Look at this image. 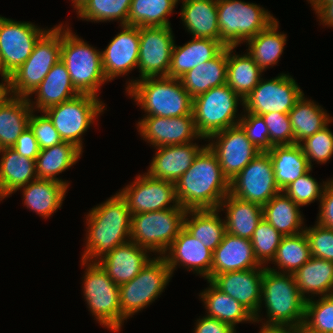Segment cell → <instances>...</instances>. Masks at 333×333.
Here are the masks:
<instances>
[{"label":"cell","instance_id":"1","mask_svg":"<svg viewBox=\"0 0 333 333\" xmlns=\"http://www.w3.org/2000/svg\"><path fill=\"white\" fill-rule=\"evenodd\" d=\"M85 216L86 242L82 260L98 262L130 240L131 213L119 192L91 208Z\"/></svg>","mask_w":333,"mask_h":333},{"label":"cell","instance_id":"2","mask_svg":"<svg viewBox=\"0 0 333 333\" xmlns=\"http://www.w3.org/2000/svg\"><path fill=\"white\" fill-rule=\"evenodd\" d=\"M176 196L186 210L218 209L229 194L216 154L206 145L188 170L175 182Z\"/></svg>","mask_w":333,"mask_h":333},{"label":"cell","instance_id":"3","mask_svg":"<svg viewBox=\"0 0 333 333\" xmlns=\"http://www.w3.org/2000/svg\"><path fill=\"white\" fill-rule=\"evenodd\" d=\"M305 304L306 300L300 294L293 274L276 272L265 266L261 301L258 312L254 316L255 323L262 322L261 325L266 326H290L301 329L305 316ZM262 306L266 308L267 319L265 320L261 315Z\"/></svg>","mask_w":333,"mask_h":333},{"label":"cell","instance_id":"4","mask_svg":"<svg viewBox=\"0 0 333 333\" xmlns=\"http://www.w3.org/2000/svg\"><path fill=\"white\" fill-rule=\"evenodd\" d=\"M125 93L145 112L144 116L193 115V98L176 78L163 76L137 80Z\"/></svg>","mask_w":333,"mask_h":333},{"label":"cell","instance_id":"5","mask_svg":"<svg viewBox=\"0 0 333 333\" xmlns=\"http://www.w3.org/2000/svg\"><path fill=\"white\" fill-rule=\"evenodd\" d=\"M69 25L62 24L60 59L67 68L75 89L80 94L98 97L101 86L108 82L102 67L101 51L73 34Z\"/></svg>","mask_w":333,"mask_h":333},{"label":"cell","instance_id":"6","mask_svg":"<svg viewBox=\"0 0 333 333\" xmlns=\"http://www.w3.org/2000/svg\"><path fill=\"white\" fill-rule=\"evenodd\" d=\"M84 266L82 290L84 301L94 319L101 326L119 332L126 321L121 314L119 285L115 284L98 262L81 259Z\"/></svg>","mask_w":333,"mask_h":333},{"label":"cell","instance_id":"7","mask_svg":"<svg viewBox=\"0 0 333 333\" xmlns=\"http://www.w3.org/2000/svg\"><path fill=\"white\" fill-rule=\"evenodd\" d=\"M220 42L238 47L264 30L276 18L264 7L242 0H217Z\"/></svg>","mask_w":333,"mask_h":333},{"label":"cell","instance_id":"8","mask_svg":"<svg viewBox=\"0 0 333 333\" xmlns=\"http://www.w3.org/2000/svg\"><path fill=\"white\" fill-rule=\"evenodd\" d=\"M239 102L243 107V99L227 84L193 98L192 113L198 133L208 139L217 132L239 125L242 117V112L237 114Z\"/></svg>","mask_w":333,"mask_h":333},{"label":"cell","instance_id":"9","mask_svg":"<svg viewBox=\"0 0 333 333\" xmlns=\"http://www.w3.org/2000/svg\"><path fill=\"white\" fill-rule=\"evenodd\" d=\"M186 211L179 206L131 215L130 241L163 256L184 227Z\"/></svg>","mask_w":333,"mask_h":333},{"label":"cell","instance_id":"10","mask_svg":"<svg viewBox=\"0 0 333 333\" xmlns=\"http://www.w3.org/2000/svg\"><path fill=\"white\" fill-rule=\"evenodd\" d=\"M62 23L49 28L36 42L27 60L11 74V90L15 97L28 98L51 68L60 60Z\"/></svg>","mask_w":333,"mask_h":333},{"label":"cell","instance_id":"11","mask_svg":"<svg viewBox=\"0 0 333 333\" xmlns=\"http://www.w3.org/2000/svg\"><path fill=\"white\" fill-rule=\"evenodd\" d=\"M172 277L165 258L153 257L131 281L119 286L122 317L127 320L147 308L162 294Z\"/></svg>","mask_w":333,"mask_h":333},{"label":"cell","instance_id":"12","mask_svg":"<svg viewBox=\"0 0 333 333\" xmlns=\"http://www.w3.org/2000/svg\"><path fill=\"white\" fill-rule=\"evenodd\" d=\"M105 107L99 97L79 94L43 112L52 121L61 139L73 143L83 152V134L103 114Z\"/></svg>","mask_w":333,"mask_h":333},{"label":"cell","instance_id":"13","mask_svg":"<svg viewBox=\"0 0 333 333\" xmlns=\"http://www.w3.org/2000/svg\"><path fill=\"white\" fill-rule=\"evenodd\" d=\"M303 94L289 73H280L272 79L261 78L243 100L242 110L260 116L271 112L288 114Z\"/></svg>","mask_w":333,"mask_h":333},{"label":"cell","instance_id":"14","mask_svg":"<svg viewBox=\"0 0 333 333\" xmlns=\"http://www.w3.org/2000/svg\"><path fill=\"white\" fill-rule=\"evenodd\" d=\"M139 79L126 82L127 91L137 80L168 76L172 49L175 43L171 26L139 27Z\"/></svg>","mask_w":333,"mask_h":333},{"label":"cell","instance_id":"15","mask_svg":"<svg viewBox=\"0 0 333 333\" xmlns=\"http://www.w3.org/2000/svg\"><path fill=\"white\" fill-rule=\"evenodd\" d=\"M281 192L268 152H260L243 170L229 181V194L261 206Z\"/></svg>","mask_w":333,"mask_h":333},{"label":"cell","instance_id":"16","mask_svg":"<svg viewBox=\"0 0 333 333\" xmlns=\"http://www.w3.org/2000/svg\"><path fill=\"white\" fill-rule=\"evenodd\" d=\"M127 201L131 215L179 207L175 183L156 179L146 172L119 190Z\"/></svg>","mask_w":333,"mask_h":333},{"label":"cell","instance_id":"17","mask_svg":"<svg viewBox=\"0 0 333 333\" xmlns=\"http://www.w3.org/2000/svg\"><path fill=\"white\" fill-rule=\"evenodd\" d=\"M207 141L208 147L218 158L223 175L229 181L260 153L240 125L217 132Z\"/></svg>","mask_w":333,"mask_h":333},{"label":"cell","instance_id":"18","mask_svg":"<svg viewBox=\"0 0 333 333\" xmlns=\"http://www.w3.org/2000/svg\"><path fill=\"white\" fill-rule=\"evenodd\" d=\"M47 30L32 22L15 21L0 15V52L10 74L27 60Z\"/></svg>","mask_w":333,"mask_h":333},{"label":"cell","instance_id":"19","mask_svg":"<svg viewBox=\"0 0 333 333\" xmlns=\"http://www.w3.org/2000/svg\"><path fill=\"white\" fill-rule=\"evenodd\" d=\"M136 124L140 137L152 145L162 147L179 145L194 140H207L197 131L193 115L180 117L143 116Z\"/></svg>","mask_w":333,"mask_h":333},{"label":"cell","instance_id":"20","mask_svg":"<svg viewBox=\"0 0 333 333\" xmlns=\"http://www.w3.org/2000/svg\"><path fill=\"white\" fill-rule=\"evenodd\" d=\"M122 30L101 51L102 67L107 81L128 75L138 67L139 27L122 25Z\"/></svg>","mask_w":333,"mask_h":333},{"label":"cell","instance_id":"21","mask_svg":"<svg viewBox=\"0 0 333 333\" xmlns=\"http://www.w3.org/2000/svg\"><path fill=\"white\" fill-rule=\"evenodd\" d=\"M163 257L172 276L177 266H183L187 271H192L193 274L196 273L205 280H211L213 252L193 237L184 227Z\"/></svg>","mask_w":333,"mask_h":333},{"label":"cell","instance_id":"22","mask_svg":"<svg viewBox=\"0 0 333 333\" xmlns=\"http://www.w3.org/2000/svg\"><path fill=\"white\" fill-rule=\"evenodd\" d=\"M265 266L215 275L210 281L222 292L246 307L254 316L260 301Z\"/></svg>","mask_w":333,"mask_h":333},{"label":"cell","instance_id":"23","mask_svg":"<svg viewBox=\"0 0 333 333\" xmlns=\"http://www.w3.org/2000/svg\"><path fill=\"white\" fill-rule=\"evenodd\" d=\"M196 142L156 147L147 174L152 178L175 183L192 165L195 157L206 146Z\"/></svg>","mask_w":333,"mask_h":333},{"label":"cell","instance_id":"24","mask_svg":"<svg viewBox=\"0 0 333 333\" xmlns=\"http://www.w3.org/2000/svg\"><path fill=\"white\" fill-rule=\"evenodd\" d=\"M150 254V251L129 240L115 247L100 259L98 264L107 272L109 278L120 286L131 281L149 263L152 259Z\"/></svg>","mask_w":333,"mask_h":333},{"label":"cell","instance_id":"25","mask_svg":"<svg viewBox=\"0 0 333 333\" xmlns=\"http://www.w3.org/2000/svg\"><path fill=\"white\" fill-rule=\"evenodd\" d=\"M249 239L224 234L222 242L213 251L211 279L221 273L260 268Z\"/></svg>","mask_w":333,"mask_h":333},{"label":"cell","instance_id":"26","mask_svg":"<svg viewBox=\"0 0 333 333\" xmlns=\"http://www.w3.org/2000/svg\"><path fill=\"white\" fill-rule=\"evenodd\" d=\"M33 94H35V101L31 99ZM79 94L72 84L66 66L60 59L27 99L32 110L41 113Z\"/></svg>","mask_w":333,"mask_h":333},{"label":"cell","instance_id":"27","mask_svg":"<svg viewBox=\"0 0 333 333\" xmlns=\"http://www.w3.org/2000/svg\"><path fill=\"white\" fill-rule=\"evenodd\" d=\"M226 46L214 39L192 38L182 46L174 43L168 77L179 79L186 72L215 58Z\"/></svg>","mask_w":333,"mask_h":333},{"label":"cell","instance_id":"28","mask_svg":"<svg viewBox=\"0 0 333 333\" xmlns=\"http://www.w3.org/2000/svg\"><path fill=\"white\" fill-rule=\"evenodd\" d=\"M183 26L192 38H207L220 41L217 0H179Z\"/></svg>","mask_w":333,"mask_h":333},{"label":"cell","instance_id":"29","mask_svg":"<svg viewBox=\"0 0 333 333\" xmlns=\"http://www.w3.org/2000/svg\"><path fill=\"white\" fill-rule=\"evenodd\" d=\"M2 155V156H1ZM0 201L37 179L36 161L19 155L13 148L0 153Z\"/></svg>","mask_w":333,"mask_h":333},{"label":"cell","instance_id":"30","mask_svg":"<svg viewBox=\"0 0 333 333\" xmlns=\"http://www.w3.org/2000/svg\"><path fill=\"white\" fill-rule=\"evenodd\" d=\"M218 210L226 211L224 220L228 234L249 240L263 219V209L260 204L240 200L231 194H227L222 200Z\"/></svg>","mask_w":333,"mask_h":333},{"label":"cell","instance_id":"31","mask_svg":"<svg viewBox=\"0 0 333 333\" xmlns=\"http://www.w3.org/2000/svg\"><path fill=\"white\" fill-rule=\"evenodd\" d=\"M19 189L26 208L45 219L61 208L68 187L53 180L36 179Z\"/></svg>","mask_w":333,"mask_h":333},{"label":"cell","instance_id":"32","mask_svg":"<svg viewBox=\"0 0 333 333\" xmlns=\"http://www.w3.org/2000/svg\"><path fill=\"white\" fill-rule=\"evenodd\" d=\"M293 275L306 301L316 296L333 295V262L311 256Z\"/></svg>","mask_w":333,"mask_h":333},{"label":"cell","instance_id":"33","mask_svg":"<svg viewBox=\"0 0 333 333\" xmlns=\"http://www.w3.org/2000/svg\"><path fill=\"white\" fill-rule=\"evenodd\" d=\"M209 286L200 292L199 297L204 303L207 317L218 319L236 329L239 323H254V315L231 296L218 289L210 280Z\"/></svg>","mask_w":333,"mask_h":333},{"label":"cell","instance_id":"34","mask_svg":"<svg viewBox=\"0 0 333 333\" xmlns=\"http://www.w3.org/2000/svg\"><path fill=\"white\" fill-rule=\"evenodd\" d=\"M228 46L215 58L199 64L186 72L179 80L192 98L211 88L226 84Z\"/></svg>","mask_w":333,"mask_h":333},{"label":"cell","instance_id":"35","mask_svg":"<svg viewBox=\"0 0 333 333\" xmlns=\"http://www.w3.org/2000/svg\"><path fill=\"white\" fill-rule=\"evenodd\" d=\"M81 156L82 151L73 143L66 141L40 150L36 158L37 179L53 180L69 188L68 180H62L57 175L75 165Z\"/></svg>","mask_w":333,"mask_h":333},{"label":"cell","instance_id":"36","mask_svg":"<svg viewBox=\"0 0 333 333\" xmlns=\"http://www.w3.org/2000/svg\"><path fill=\"white\" fill-rule=\"evenodd\" d=\"M300 208L281 191L262 206L263 218L283 236L299 234L305 229L304 215Z\"/></svg>","mask_w":333,"mask_h":333},{"label":"cell","instance_id":"37","mask_svg":"<svg viewBox=\"0 0 333 333\" xmlns=\"http://www.w3.org/2000/svg\"><path fill=\"white\" fill-rule=\"evenodd\" d=\"M288 114L294 134V144H300L333 122V117L322 106L307 99L304 94Z\"/></svg>","mask_w":333,"mask_h":333},{"label":"cell","instance_id":"38","mask_svg":"<svg viewBox=\"0 0 333 333\" xmlns=\"http://www.w3.org/2000/svg\"><path fill=\"white\" fill-rule=\"evenodd\" d=\"M278 28L279 21L275 19L246 42L248 45L246 51L263 71L277 65L285 49L287 35L280 32Z\"/></svg>","mask_w":333,"mask_h":333},{"label":"cell","instance_id":"39","mask_svg":"<svg viewBox=\"0 0 333 333\" xmlns=\"http://www.w3.org/2000/svg\"><path fill=\"white\" fill-rule=\"evenodd\" d=\"M267 152L273 163L276 184L281 191L311 168L300 144L274 145Z\"/></svg>","mask_w":333,"mask_h":333},{"label":"cell","instance_id":"40","mask_svg":"<svg viewBox=\"0 0 333 333\" xmlns=\"http://www.w3.org/2000/svg\"><path fill=\"white\" fill-rule=\"evenodd\" d=\"M218 209L187 210L184 228L212 252L226 233L225 220Z\"/></svg>","mask_w":333,"mask_h":333},{"label":"cell","instance_id":"41","mask_svg":"<svg viewBox=\"0 0 333 333\" xmlns=\"http://www.w3.org/2000/svg\"><path fill=\"white\" fill-rule=\"evenodd\" d=\"M237 47H228L226 84L243 100L258 85L264 72L245 52L234 53Z\"/></svg>","mask_w":333,"mask_h":333},{"label":"cell","instance_id":"42","mask_svg":"<svg viewBox=\"0 0 333 333\" xmlns=\"http://www.w3.org/2000/svg\"><path fill=\"white\" fill-rule=\"evenodd\" d=\"M32 111L25 97L13 96L0 106V140L5 148H12L17 138L29 127Z\"/></svg>","mask_w":333,"mask_h":333},{"label":"cell","instance_id":"43","mask_svg":"<svg viewBox=\"0 0 333 333\" xmlns=\"http://www.w3.org/2000/svg\"><path fill=\"white\" fill-rule=\"evenodd\" d=\"M311 258L310 245L305 232L283 236L272 263L275 267L267 268L281 273L294 274ZM278 269V270H277Z\"/></svg>","mask_w":333,"mask_h":333},{"label":"cell","instance_id":"44","mask_svg":"<svg viewBox=\"0 0 333 333\" xmlns=\"http://www.w3.org/2000/svg\"><path fill=\"white\" fill-rule=\"evenodd\" d=\"M179 0H132L128 25L137 27L171 26L169 17Z\"/></svg>","mask_w":333,"mask_h":333},{"label":"cell","instance_id":"45","mask_svg":"<svg viewBox=\"0 0 333 333\" xmlns=\"http://www.w3.org/2000/svg\"><path fill=\"white\" fill-rule=\"evenodd\" d=\"M132 0H88L77 12L81 20L99 22H120L128 25V13Z\"/></svg>","mask_w":333,"mask_h":333},{"label":"cell","instance_id":"46","mask_svg":"<svg viewBox=\"0 0 333 333\" xmlns=\"http://www.w3.org/2000/svg\"><path fill=\"white\" fill-rule=\"evenodd\" d=\"M300 330L301 333H333V295L306 301Z\"/></svg>","mask_w":333,"mask_h":333},{"label":"cell","instance_id":"47","mask_svg":"<svg viewBox=\"0 0 333 333\" xmlns=\"http://www.w3.org/2000/svg\"><path fill=\"white\" fill-rule=\"evenodd\" d=\"M282 238L283 235L264 218L258 223L250 241L254 255L262 266L271 263Z\"/></svg>","mask_w":333,"mask_h":333},{"label":"cell","instance_id":"48","mask_svg":"<svg viewBox=\"0 0 333 333\" xmlns=\"http://www.w3.org/2000/svg\"><path fill=\"white\" fill-rule=\"evenodd\" d=\"M312 168L299 178L288 184L283 192L288 195L300 207L309 205L322 198L324 187L328 180L323 183L318 181L310 175Z\"/></svg>","mask_w":333,"mask_h":333},{"label":"cell","instance_id":"49","mask_svg":"<svg viewBox=\"0 0 333 333\" xmlns=\"http://www.w3.org/2000/svg\"><path fill=\"white\" fill-rule=\"evenodd\" d=\"M300 146L311 168H313L312 162L314 161L317 164H326L333 156V133L327 125L314 135L304 139Z\"/></svg>","mask_w":333,"mask_h":333},{"label":"cell","instance_id":"50","mask_svg":"<svg viewBox=\"0 0 333 333\" xmlns=\"http://www.w3.org/2000/svg\"><path fill=\"white\" fill-rule=\"evenodd\" d=\"M239 125L246 132L247 138L260 152H267L273 147L269 140L268 127L262 116L243 110Z\"/></svg>","mask_w":333,"mask_h":333},{"label":"cell","instance_id":"51","mask_svg":"<svg viewBox=\"0 0 333 333\" xmlns=\"http://www.w3.org/2000/svg\"><path fill=\"white\" fill-rule=\"evenodd\" d=\"M308 238L311 256L333 262V229L317 223L314 226H304Z\"/></svg>","mask_w":333,"mask_h":333},{"label":"cell","instance_id":"52","mask_svg":"<svg viewBox=\"0 0 333 333\" xmlns=\"http://www.w3.org/2000/svg\"><path fill=\"white\" fill-rule=\"evenodd\" d=\"M261 116L268 127L269 140L273 146L294 144L289 114L271 112Z\"/></svg>","mask_w":333,"mask_h":333},{"label":"cell","instance_id":"53","mask_svg":"<svg viewBox=\"0 0 333 333\" xmlns=\"http://www.w3.org/2000/svg\"><path fill=\"white\" fill-rule=\"evenodd\" d=\"M41 113L36 115L35 111H32L29 118V127L34 133L40 150L63 142L49 117L44 112Z\"/></svg>","mask_w":333,"mask_h":333},{"label":"cell","instance_id":"54","mask_svg":"<svg viewBox=\"0 0 333 333\" xmlns=\"http://www.w3.org/2000/svg\"><path fill=\"white\" fill-rule=\"evenodd\" d=\"M317 216V224L333 229V177L324 187Z\"/></svg>","mask_w":333,"mask_h":333},{"label":"cell","instance_id":"55","mask_svg":"<svg viewBox=\"0 0 333 333\" xmlns=\"http://www.w3.org/2000/svg\"><path fill=\"white\" fill-rule=\"evenodd\" d=\"M19 155L36 161L40 148L33 131L28 127L18 138L12 147Z\"/></svg>","mask_w":333,"mask_h":333},{"label":"cell","instance_id":"56","mask_svg":"<svg viewBox=\"0 0 333 333\" xmlns=\"http://www.w3.org/2000/svg\"><path fill=\"white\" fill-rule=\"evenodd\" d=\"M193 333H236L231 325L207 316L195 320Z\"/></svg>","mask_w":333,"mask_h":333},{"label":"cell","instance_id":"57","mask_svg":"<svg viewBox=\"0 0 333 333\" xmlns=\"http://www.w3.org/2000/svg\"><path fill=\"white\" fill-rule=\"evenodd\" d=\"M314 11L323 26L333 27V2H322Z\"/></svg>","mask_w":333,"mask_h":333},{"label":"cell","instance_id":"58","mask_svg":"<svg viewBox=\"0 0 333 333\" xmlns=\"http://www.w3.org/2000/svg\"><path fill=\"white\" fill-rule=\"evenodd\" d=\"M0 82V106L5 104L10 98L13 97L11 90V78H1Z\"/></svg>","mask_w":333,"mask_h":333},{"label":"cell","instance_id":"59","mask_svg":"<svg viewBox=\"0 0 333 333\" xmlns=\"http://www.w3.org/2000/svg\"><path fill=\"white\" fill-rule=\"evenodd\" d=\"M258 333H301V330L290 326L262 325Z\"/></svg>","mask_w":333,"mask_h":333},{"label":"cell","instance_id":"60","mask_svg":"<svg viewBox=\"0 0 333 333\" xmlns=\"http://www.w3.org/2000/svg\"><path fill=\"white\" fill-rule=\"evenodd\" d=\"M0 76L2 78H11V74L6 70L1 52H0Z\"/></svg>","mask_w":333,"mask_h":333},{"label":"cell","instance_id":"61","mask_svg":"<svg viewBox=\"0 0 333 333\" xmlns=\"http://www.w3.org/2000/svg\"><path fill=\"white\" fill-rule=\"evenodd\" d=\"M88 0H71L73 7L76 10V13L84 6Z\"/></svg>","mask_w":333,"mask_h":333},{"label":"cell","instance_id":"62","mask_svg":"<svg viewBox=\"0 0 333 333\" xmlns=\"http://www.w3.org/2000/svg\"><path fill=\"white\" fill-rule=\"evenodd\" d=\"M308 4H311L313 10H315L322 2H333V0H307Z\"/></svg>","mask_w":333,"mask_h":333},{"label":"cell","instance_id":"63","mask_svg":"<svg viewBox=\"0 0 333 333\" xmlns=\"http://www.w3.org/2000/svg\"><path fill=\"white\" fill-rule=\"evenodd\" d=\"M5 149V147L3 146L1 140H0V153Z\"/></svg>","mask_w":333,"mask_h":333}]
</instances>
